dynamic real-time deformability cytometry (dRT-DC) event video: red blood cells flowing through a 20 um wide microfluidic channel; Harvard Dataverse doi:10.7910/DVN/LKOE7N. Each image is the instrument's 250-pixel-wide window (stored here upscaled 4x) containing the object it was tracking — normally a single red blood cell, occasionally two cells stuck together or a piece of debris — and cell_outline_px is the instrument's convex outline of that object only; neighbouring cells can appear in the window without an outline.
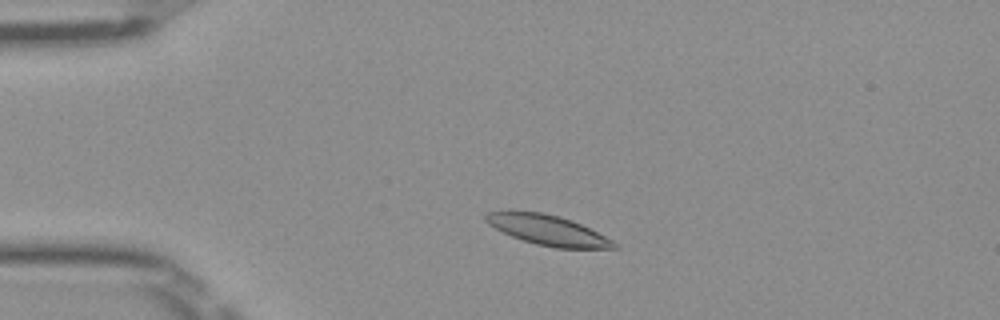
{"species": "Egyptian fruit bat (a non-hibernating species)", "species_latin": "Rousettus aegyptiacus", "temperature_condition": "room temperature", "stored_images_in_passage": 47, "camera_frame_rate_fps": 3000, "um_per_image_px": 0.085, "frame": {"image": 1, "passage_image": 7, "time_ms": 2.0, "image_size_px": [1000, 320], "cell_outline_px": [[620, 248], [556, 248], [536, 244], [512, 236], [488, 224], [484, 220], [484, 212], [508, 208], [512, 208], [544, 212], [560, 216], [572, 220], [620, 244]], "centroid_in_image_um": [46.47, 19.5], "position_along_channel_um": 38.5, "area_um2": 23.06}}
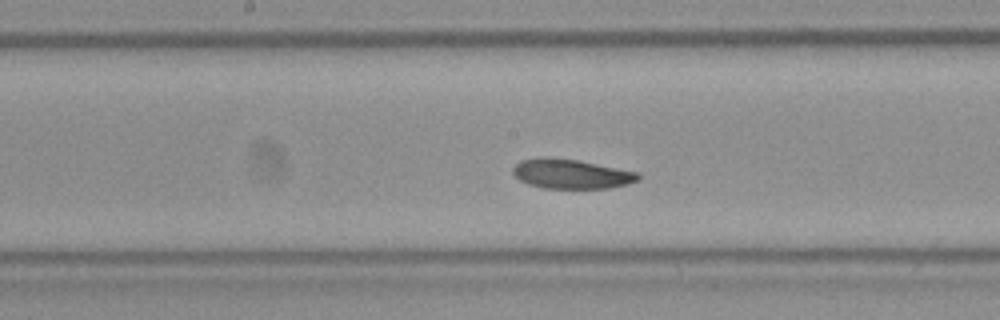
{"frame": {"image": 2, "passage_image": 22, "time_ms": 7.0, "image_size_px": [1000, 320], "cell_outline_px": [[640, 180], [608, 188], [544, 188], [528, 184], [520, 180], [512, 172], [512, 168], [520, 160], [540, 156], [576, 160], [640, 172]], "centroid_in_image_um": [48.53, 14.77], "position_along_channel_um": 199.7, "area_um2": 21.5}}
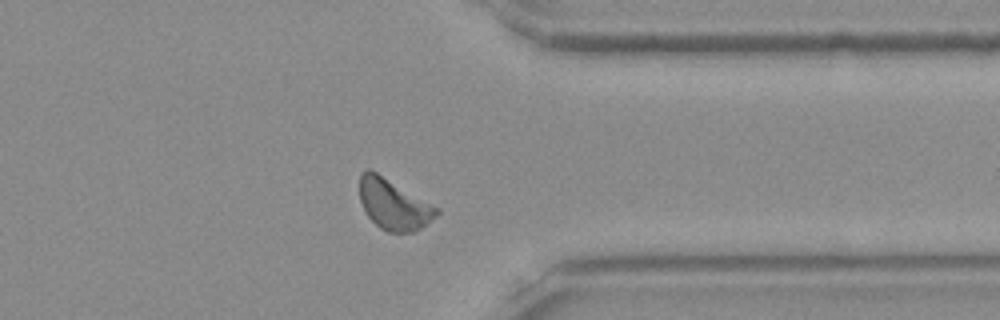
{"frame": {"image": 3, "passage_image": 36, "time_ms": 11.667, "image_size_px": [1000, 320], "cell_outline_px": [[440, 212], [436, 216], [420, 228], [412, 232], [388, 232], [380, 228], [368, 216], [360, 200], [360, 176], [368, 168], [376, 172], [440, 208]], "centroid_in_image_um": [33.47, 17.38], "position_along_channel_um": 377.9, "area_um2": 22.31}, "authors_computed_cell_mechanics": {"area_um2": 22.1952, "velocity_mm_per_s": 3.9397, "shape_relaxation_time_tau1_ms": 2.869, "shape_relaxation_time_tau2_ms": null, "deformation_change_tau1": 0.0772, "deformation_change_tau2": null}}